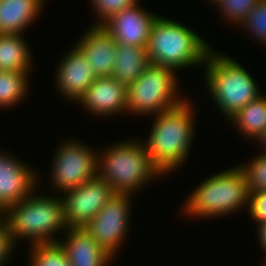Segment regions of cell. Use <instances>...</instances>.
I'll use <instances>...</instances> for the list:
<instances>
[{"mask_svg": "<svg viewBox=\"0 0 266 266\" xmlns=\"http://www.w3.org/2000/svg\"><path fill=\"white\" fill-rule=\"evenodd\" d=\"M186 98L178 106L154 115L150 135L144 142L152 163L163 175L186 162L192 146L195 115Z\"/></svg>", "mask_w": 266, "mask_h": 266, "instance_id": "obj_1", "label": "cell"}, {"mask_svg": "<svg viewBox=\"0 0 266 266\" xmlns=\"http://www.w3.org/2000/svg\"><path fill=\"white\" fill-rule=\"evenodd\" d=\"M0 219L7 225L15 242L28 239L33 244L58 243L56 235L67 230L61 196L32 193L26 199L7 207ZM25 238V239H24Z\"/></svg>", "mask_w": 266, "mask_h": 266, "instance_id": "obj_2", "label": "cell"}, {"mask_svg": "<svg viewBox=\"0 0 266 266\" xmlns=\"http://www.w3.org/2000/svg\"><path fill=\"white\" fill-rule=\"evenodd\" d=\"M146 48L150 63L178 71L204 64L212 47L183 23L158 16Z\"/></svg>", "mask_w": 266, "mask_h": 266, "instance_id": "obj_3", "label": "cell"}, {"mask_svg": "<svg viewBox=\"0 0 266 266\" xmlns=\"http://www.w3.org/2000/svg\"><path fill=\"white\" fill-rule=\"evenodd\" d=\"M97 165V175L119 194L138 192L150 180L163 175L152 163L144 142L136 139L114 143L98 152Z\"/></svg>", "mask_w": 266, "mask_h": 266, "instance_id": "obj_4", "label": "cell"}, {"mask_svg": "<svg viewBox=\"0 0 266 266\" xmlns=\"http://www.w3.org/2000/svg\"><path fill=\"white\" fill-rule=\"evenodd\" d=\"M203 65L207 89L227 120L261 95L248 70L228 55L211 48Z\"/></svg>", "mask_w": 266, "mask_h": 266, "instance_id": "obj_5", "label": "cell"}, {"mask_svg": "<svg viewBox=\"0 0 266 266\" xmlns=\"http://www.w3.org/2000/svg\"><path fill=\"white\" fill-rule=\"evenodd\" d=\"M249 195L244 172L235 166L199 184L183 203L182 210L190 218L222 217L248 206Z\"/></svg>", "mask_w": 266, "mask_h": 266, "instance_id": "obj_6", "label": "cell"}, {"mask_svg": "<svg viewBox=\"0 0 266 266\" xmlns=\"http://www.w3.org/2000/svg\"><path fill=\"white\" fill-rule=\"evenodd\" d=\"M174 69L150 63L139 78L127 86V113L156 115L181 104Z\"/></svg>", "mask_w": 266, "mask_h": 266, "instance_id": "obj_7", "label": "cell"}, {"mask_svg": "<svg viewBox=\"0 0 266 266\" xmlns=\"http://www.w3.org/2000/svg\"><path fill=\"white\" fill-rule=\"evenodd\" d=\"M55 152L50 179L57 192L75 189L97 176L98 152L90 146L70 139Z\"/></svg>", "mask_w": 266, "mask_h": 266, "instance_id": "obj_8", "label": "cell"}, {"mask_svg": "<svg viewBox=\"0 0 266 266\" xmlns=\"http://www.w3.org/2000/svg\"><path fill=\"white\" fill-rule=\"evenodd\" d=\"M132 195H115L99 210L84 229L113 258L129 232L130 202Z\"/></svg>", "mask_w": 266, "mask_h": 266, "instance_id": "obj_9", "label": "cell"}, {"mask_svg": "<svg viewBox=\"0 0 266 266\" xmlns=\"http://www.w3.org/2000/svg\"><path fill=\"white\" fill-rule=\"evenodd\" d=\"M63 194L64 221L69 228L84 227L115 195V192L97 175Z\"/></svg>", "mask_w": 266, "mask_h": 266, "instance_id": "obj_10", "label": "cell"}, {"mask_svg": "<svg viewBox=\"0 0 266 266\" xmlns=\"http://www.w3.org/2000/svg\"><path fill=\"white\" fill-rule=\"evenodd\" d=\"M38 177L28 164L0 151V213L34 193Z\"/></svg>", "mask_w": 266, "mask_h": 266, "instance_id": "obj_11", "label": "cell"}, {"mask_svg": "<svg viewBox=\"0 0 266 266\" xmlns=\"http://www.w3.org/2000/svg\"><path fill=\"white\" fill-rule=\"evenodd\" d=\"M139 5L124 8L102 24L117 44L147 47L151 25L158 15Z\"/></svg>", "mask_w": 266, "mask_h": 266, "instance_id": "obj_12", "label": "cell"}, {"mask_svg": "<svg viewBox=\"0 0 266 266\" xmlns=\"http://www.w3.org/2000/svg\"><path fill=\"white\" fill-rule=\"evenodd\" d=\"M76 103L96 116L127 113V87L112 76L97 77Z\"/></svg>", "mask_w": 266, "mask_h": 266, "instance_id": "obj_13", "label": "cell"}, {"mask_svg": "<svg viewBox=\"0 0 266 266\" xmlns=\"http://www.w3.org/2000/svg\"><path fill=\"white\" fill-rule=\"evenodd\" d=\"M60 62L56 69V86L65 98L76 102L97 77L84 54L76 46L68 51Z\"/></svg>", "mask_w": 266, "mask_h": 266, "instance_id": "obj_14", "label": "cell"}, {"mask_svg": "<svg viewBox=\"0 0 266 266\" xmlns=\"http://www.w3.org/2000/svg\"><path fill=\"white\" fill-rule=\"evenodd\" d=\"M75 46L84 54L96 77L112 76L117 43L102 25H92Z\"/></svg>", "mask_w": 266, "mask_h": 266, "instance_id": "obj_15", "label": "cell"}, {"mask_svg": "<svg viewBox=\"0 0 266 266\" xmlns=\"http://www.w3.org/2000/svg\"><path fill=\"white\" fill-rule=\"evenodd\" d=\"M65 241H59L71 266H109L114 259L84 227H69Z\"/></svg>", "mask_w": 266, "mask_h": 266, "instance_id": "obj_16", "label": "cell"}, {"mask_svg": "<svg viewBox=\"0 0 266 266\" xmlns=\"http://www.w3.org/2000/svg\"><path fill=\"white\" fill-rule=\"evenodd\" d=\"M45 0H0V34H21L32 24Z\"/></svg>", "mask_w": 266, "mask_h": 266, "instance_id": "obj_17", "label": "cell"}, {"mask_svg": "<svg viewBox=\"0 0 266 266\" xmlns=\"http://www.w3.org/2000/svg\"><path fill=\"white\" fill-rule=\"evenodd\" d=\"M149 64L146 47L117 44L112 77L127 87L139 78Z\"/></svg>", "mask_w": 266, "mask_h": 266, "instance_id": "obj_18", "label": "cell"}, {"mask_svg": "<svg viewBox=\"0 0 266 266\" xmlns=\"http://www.w3.org/2000/svg\"><path fill=\"white\" fill-rule=\"evenodd\" d=\"M32 59L23 34H0V71L30 72Z\"/></svg>", "mask_w": 266, "mask_h": 266, "instance_id": "obj_19", "label": "cell"}, {"mask_svg": "<svg viewBox=\"0 0 266 266\" xmlns=\"http://www.w3.org/2000/svg\"><path fill=\"white\" fill-rule=\"evenodd\" d=\"M245 137L258 139L266 128V97L261 94L228 119Z\"/></svg>", "mask_w": 266, "mask_h": 266, "instance_id": "obj_20", "label": "cell"}, {"mask_svg": "<svg viewBox=\"0 0 266 266\" xmlns=\"http://www.w3.org/2000/svg\"><path fill=\"white\" fill-rule=\"evenodd\" d=\"M30 72L0 71V107L8 108L19 104L27 95Z\"/></svg>", "mask_w": 266, "mask_h": 266, "instance_id": "obj_21", "label": "cell"}, {"mask_svg": "<svg viewBox=\"0 0 266 266\" xmlns=\"http://www.w3.org/2000/svg\"><path fill=\"white\" fill-rule=\"evenodd\" d=\"M30 249V266H71L59 243L33 244Z\"/></svg>", "mask_w": 266, "mask_h": 266, "instance_id": "obj_22", "label": "cell"}, {"mask_svg": "<svg viewBox=\"0 0 266 266\" xmlns=\"http://www.w3.org/2000/svg\"><path fill=\"white\" fill-rule=\"evenodd\" d=\"M249 163L240 165L247 180L248 191L266 189V154H257Z\"/></svg>", "mask_w": 266, "mask_h": 266, "instance_id": "obj_23", "label": "cell"}, {"mask_svg": "<svg viewBox=\"0 0 266 266\" xmlns=\"http://www.w3.org/2000/svg\"><path fill=\"white\" fill-rule=\"evenodd\" d=\"M260 0H218L215 5L227 22L240 24Z\"/></svg>", "mask_w": 266, "mask_h": 266, "instance_id": "obj_24", "label": "cell"}, {"mask_svg": "<svg viewBox=\"0 0 266 266\" xmlns=\"http://www.w3.org/2000/svg\"><path fill=\"white\" fill-rule=\"evenodd\" d=\"M241 25L248 29L257 42L260 40V43L266 45V0H260L256 4Z\"/></svg>", "mask_w": 266, "mask_h": 266, "instance_id": "obj_25", "label": "cell"}, {"mask_svg": "<svg viewBox=\"0 0 266 266\" xmlns=\"http://www.w3.org/2000/svg\"><path fill=\"white\" fill-rule=\"evenodd\" d=\"M139 0H91L92 8L100 20L92 25H102L106 20L124 8L138 3ZM100 22V23H99Z\"/></svg>", "mask_w": 266, "mask_h": 266, "instance_id": "obj_26", "label": "cell"}, {"mask_svg": "<svg viewBox=\"0 0 266 266\" xmlns=\"http://www.w3.org/2000/svg\"><path fill=\"white\" fill-rule=\"evenodd\" d=\"M247 209L258 225L266 221V189L250 193Z\"/></svg>", "mask_w": 266, "mask_h": 266, "instance_id": "obj_27", "label": "cell"}, {"mask_svg": "<svg viewBox=\"0 0 266 266\" xmlns=\"http://www.w3.org/2000/svg\"><path fill=\"white\" fill-rule=\"evenodd\" d=\"M16 242L12 238L7 225L0 219V266H5L8 259H11Z\"/></svg>", "mask_w": 266, "mask_h": 266, "instance_id": "obj_28", "label": "cell"}, {"mask_svg": "<svg viewBox=\"0 0 266 266\" xmlns=\"http://www.w3.org/2000/svg\"><path fill=\"white\" fill-rule=\"evenodd\" d=\"M258 239L259 244L266 254V221L258 225Z\"/></svg>", "mask_w": 266, "mask_h": 266, "instance_id": "obj_29", "label": "cell"}, {"mask_svg": "<svg viewBox=\"0 0 266 266\" xmlns=\"http://www.w3.org/2000/svg\"><path fill=\"white\" fill-rule=\"evenodd\" d=\"M256 141L257 143L260 142L259 144L263 146L264 151L261 152V154H266V128L262 135Z\"/></svg>", "mask_w": 266, "mask_h": 266, "instance_id": "obj_30", "label": "cell"}, {"mask_svg": "<svg viewBox=\"0 0 266 266\" xmlns=\"http://www.w3.org/2000/svg\"><path fill=\"white\" fill-rule=\"evenodd\" d=\"M210 3H213V4H216V2L218 1V0H208Z\"/></svg>", "mask_w": 266, "mask_h": 266, "instance_id": "obj_31", "label": "cell"}]
</instances>
